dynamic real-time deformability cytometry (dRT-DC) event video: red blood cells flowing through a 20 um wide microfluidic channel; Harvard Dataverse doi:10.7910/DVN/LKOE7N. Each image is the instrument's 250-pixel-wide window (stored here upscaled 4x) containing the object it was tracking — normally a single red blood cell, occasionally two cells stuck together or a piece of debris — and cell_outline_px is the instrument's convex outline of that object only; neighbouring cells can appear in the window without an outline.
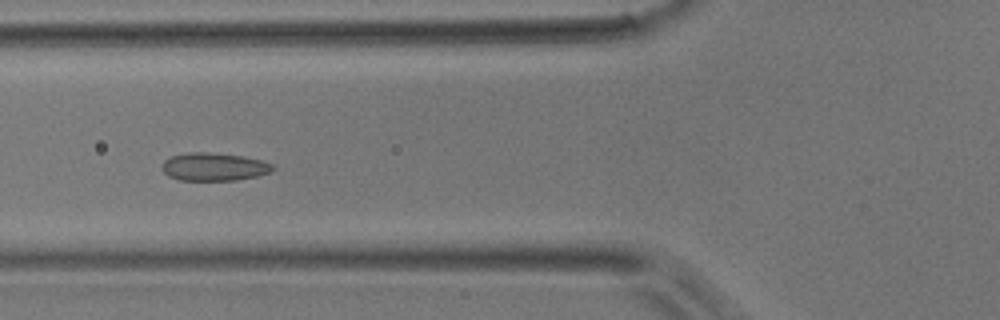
{"species": "common noctule bat (a hibernating species)", "species_latin": "Nyctalus noctula", "temperature_condition": "room temperature", "stored_images_in_passage": 42, "camera_frame_rate_fps": 3000, "um_per_image_px": 0.085, "animal": {"sex": "male", "body_mass_g": 17.9}, "frame": {"image": 1, "passage_image": 11, "time_ms": 3.333, "image_size_px": [1000, 320], "cell_outline_px": [[276, 168], [272, 172], [256, 176], [236, 180], [180, 180], [168, 176], [160, 168], [164, 160], [172, 156], [188, 152], [208, 152], [240, 156], [260, 160], [272, 164]], "centroid_in_image_um": [18.17, 14.18], "position_along_channel_um": 107.6, "area_um2": 18.03}}
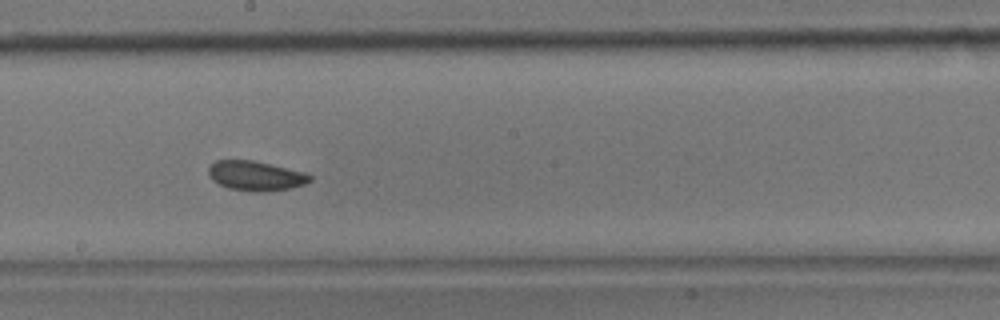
{"frame": {"image": 2, "passage_image": 20, "time_ms": 6.333, "image_size_px": [1000, 320], "cell_outline_px": [[312, 180], [304, 184], [288, 188], [260, 192], [256, 192], [228, 188], [212, 180], [208, 176], [208, 168], [216, 160], [252, 160], [300, 172], [312, 176]], "centroid_in_image_um": [21.66, 14.95], "position_along_channel_um": 226.5, "area_um2": 17.11}}
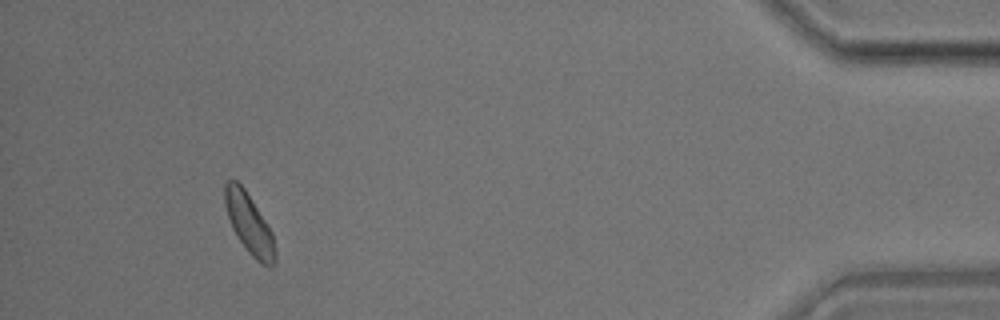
{"frame": {"image": 3, "passage_image": 39, "time_ms": 12.667, "image_size_px": [1000, 320], "cell_outline_px": [[276, 260], [268, 268], [260, 264], [248, 252], [232, 228], [224, 204], [224, 184], [228, 180], [236, 180], [244, 188], [272, 232], [276, 252]], "centroid_in_image_um": [21.18, 19.04], "position_along_channel_um": 414.0, "area_um2": 17.46}}